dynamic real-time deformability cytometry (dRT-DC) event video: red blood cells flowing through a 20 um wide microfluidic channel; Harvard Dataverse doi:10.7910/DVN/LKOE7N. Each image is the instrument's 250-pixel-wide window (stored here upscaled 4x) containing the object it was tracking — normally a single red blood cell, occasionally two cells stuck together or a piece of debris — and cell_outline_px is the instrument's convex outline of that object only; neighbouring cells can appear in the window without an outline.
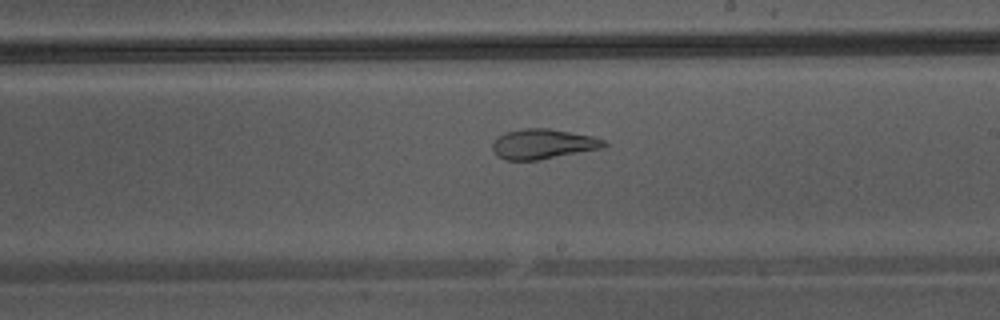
{"species": "Egyptian fruit bat (a non-hibernating species)", "species_latin": "Rousettus aegyptiacus", "temperature_condition": "warm", "stored_images_in_passage": 34, "camera_frame_rate_fps": 3000, "um_per_image_px": 0.085, "animal": {"sex": "male"}, "frame": {"image": 1, "passage_image": 16, "time_ms": 5.0, "image_size_px": [1000, 320], "cell_outline_px": [[608, 144], [604, 148], [540, 160], [504, 160], [492, 152], [492, 144], [496, 136], [504, 132], [524, 128], [548, 128], [592, 136], [604, 140]], "centroid_in_image_um": [46.12, 12.24], "position_along_channel_um": 242.9, "area_um2": 19.77}}